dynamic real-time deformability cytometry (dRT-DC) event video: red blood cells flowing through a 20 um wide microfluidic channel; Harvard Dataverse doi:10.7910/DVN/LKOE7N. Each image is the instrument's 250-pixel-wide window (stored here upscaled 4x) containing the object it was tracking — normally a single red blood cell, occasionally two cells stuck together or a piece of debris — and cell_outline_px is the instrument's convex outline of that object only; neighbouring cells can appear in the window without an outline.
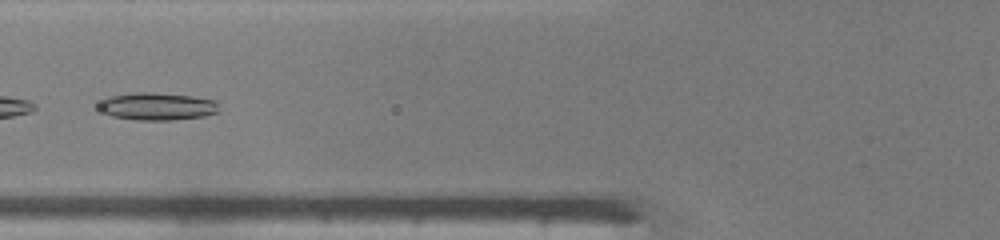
{"species": "common noctule bat (a hibernating species)", "species_latin": "Nyctalus noctula", "temperature_condition": "warm", "stored_images_in_passage": 27, "camera_frame_rate_fps": 3000, "um_per_image_px": 0.085, "animal": {"sex": "male", "body_mass_g": 19.0, "forearm_length_mm": 50.8}, "frame": {"image": 1, "passage_image": 5, "time_ms": 1.333, "image_size_px": [1000, 240], "cell_outline_px": [[216, 112], [204, 116], [172, 120], [136, 120], [112, 116], [104, 112], [100, 108], [100, 104], [108, 96], [136, 92], [152, 92], [192, 96], [216, 100]], "centroid_in_image_um": [13.36, 9.04], "position_along_channel_um": 112.4, "area_um2": 19.02}}
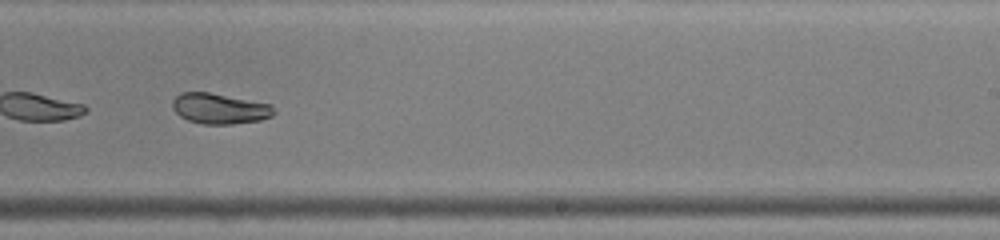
{"frame": {"image": 2, "passage_image": 16, "time_ms": 5.0, "image_size_px": [1000, 240], "cell_outline_px": [[276, 112], [272, 116], [260, 120], [232, 124], [204, 124], [188, 120], [180, 116], [172, 108], [172, 100], [180, 92], [208, 92], [272, 104]], "centroid_in_image_um": [18.67, 9.22], "position_along_channel_um": 270.3, "area_um2": 18.09}, "authors_computed_cell_mechanics": {"area_um2": 18.496, "velocity_mm_per_s": 4.3159, "shape_relaxation_time_tau1_ms": null, "shape_relaxation_time_tau2_ms": 1.5779, "deformation_change_tau1": null, "deformation_change_tau2": 0.0594}}